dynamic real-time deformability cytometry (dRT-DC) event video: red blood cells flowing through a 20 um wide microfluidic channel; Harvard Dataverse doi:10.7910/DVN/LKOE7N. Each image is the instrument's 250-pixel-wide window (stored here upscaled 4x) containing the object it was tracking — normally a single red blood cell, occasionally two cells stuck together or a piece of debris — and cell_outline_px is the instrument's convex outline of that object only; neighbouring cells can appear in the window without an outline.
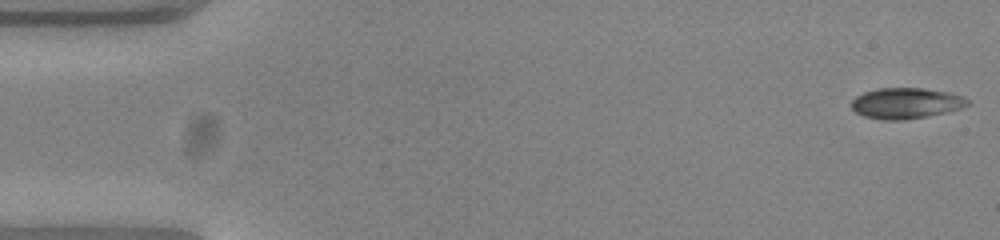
{"species": "common noctule bat (a hibernating species)", "species_latin": "Nyctalus noctula", "temperature_condition": "warm", "stored_images_in_passage": 53, "camera_frame_rate_fps": 3000, "um_per_image_px": 0.085, "animal": {"sex": "female", "body_mass_g": 23.0, "forearm_length_mm": 53.4}, "frame": {"image": 1, "passage_image": 1, "time_ms": 0.0, "image_size_px": [1000, 240], "cell_outline_px": [[968, 104], [960, 108], [928, 116], [904, 120], [884, 120], [864, 116], [856, 112], [852, 108], [852, 100], [856, 96], [864, 92], [880, 88], [924, 88], [948, 92], [964, 96], [968, 100]], "centroid_in_image_um": [77.0, 8.77], "position_along_channel_um": 8.0, "area_um2": 20.69}}
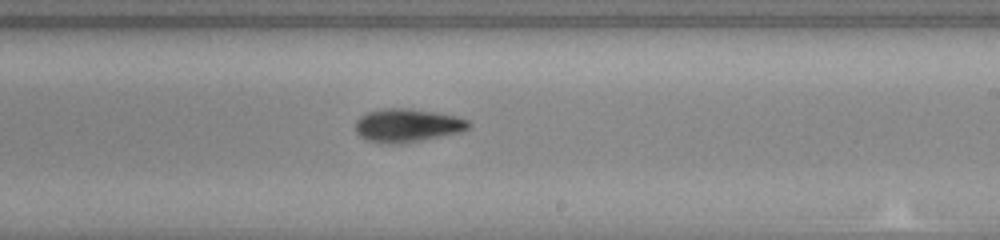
{"frame": {"image": 2, "passage_image": 31, "time_ms": 10.0, "image_size_px": [1000, 240], "cell_outline_px": [[472, 124], [468, 128], [456, 132], [420, 140], [368, 140], [360, 136], [356, 132], [356, 120], [360, 116], [368, 112], [384, 108], [408, 108], [436, 112], [456, 116], [468, 120]], "centroid_in_image_um": [34.64, 10.58], "position_along_channel_um": 254.4, "area_um2": 20.81}}
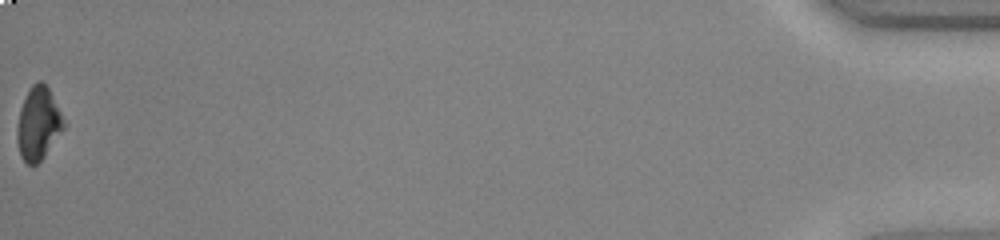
{"frame": {"image": 3, "passage_image": 53, "time_ms": 17.333, "image_size_px": [1000, 240], "cell_outline_px": [[68, 124], [44, 156], [36, 164], [28, 164], [20, 156], [16, 140], [16, 128], [20, 108], [32, 84], [36, 80], [40, 80], [48, 88]], "centroid_in_image_um": [3.26, 10.5], "position_along_channel_um": 431.9, "area_um2": 19.94}, "authors_computed_cell_mechanics": {"area_um2": 20.7502, "velocity_mm_per_s": 3.8532, "shape_relaxation_time_tau1_ms": 3.3649, "shape_relaxation_time_tau2_ms": 5.0351, "deformation_change_tau1": 0.156, "deformation_change_tau2": 0.1001}}